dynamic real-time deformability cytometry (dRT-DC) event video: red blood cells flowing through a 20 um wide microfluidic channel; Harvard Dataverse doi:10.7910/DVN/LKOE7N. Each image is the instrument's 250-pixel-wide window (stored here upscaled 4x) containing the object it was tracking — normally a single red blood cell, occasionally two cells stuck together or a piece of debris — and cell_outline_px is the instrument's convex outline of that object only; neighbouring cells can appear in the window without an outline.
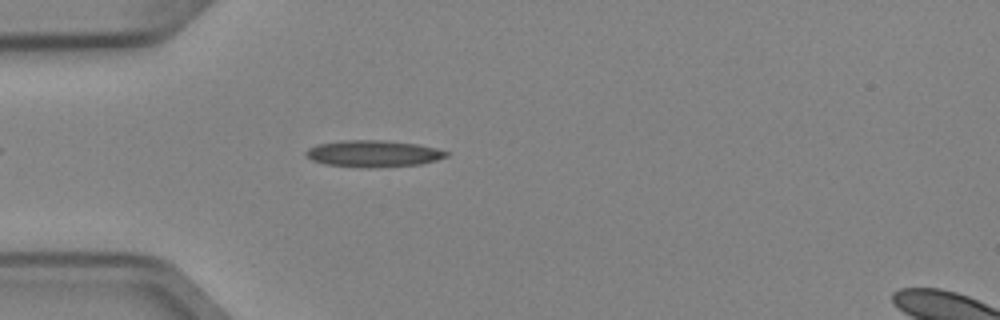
{"species": "Egyptian fruit bat (a non-hibernating species)", "species_latin": "Rousettus aegyptiacus", "temperature_condition": "cold", "stored_images_in_passage": 44, "camera_frame_rate_fps": 3000, "um_per_image_px": 0.085, "animal": {"sex": "female"}, "frame": {"image": 1, "passage_image": 8, "time_ms": 2.333, "image_size_px": [1000, 320], "cell_outline_px": [[448, 156], [436, 160], [420, 164], [372, 168], [360, 168], [324, 164], [312, 160], [304, 152], [308, 148], [316, 144], [344, 140], [380, 140], [416, 144], [436, 148], [448, 152]], "centroid_in_image_um": [31.69, 13.06], "position_along_channel_um": 53.3, "area_um2": 21.85}}
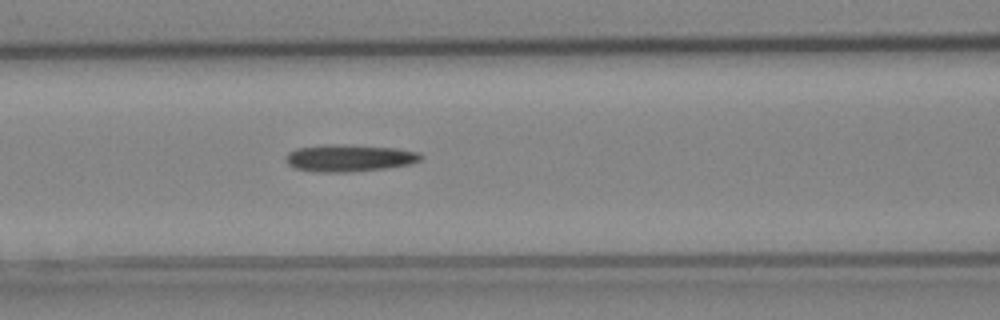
{"frame": {"image": 2, "passage_image": 15, "time_ms": 4.667, "image_size_px": [1000, 320], "cell_outline_px": [[424, 156], [420, 160], [408, 164], [384, 168], [344, 172], [320, 172], [296, 168], [288, 164], [288, 152], [296, 148], [328, 144], [344, 144], [396, 148], [420, 152]], "centroid_in_image_um": [29.71, 13.41], "position_along_channel_um": 136.9, "area_um2": 21.04}}
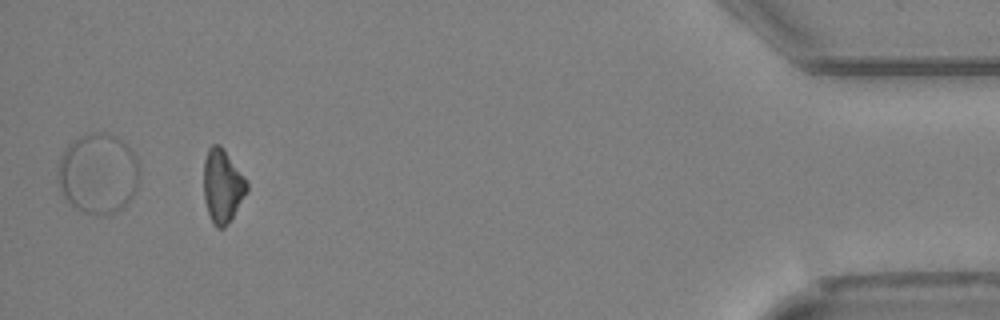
{"frame": {"image": 3, "passage_image": 41, "time_ms": 13.333, "image_size_px": [1000, 320], "cell_outline_px": [[248, 192], [224, 228], [216, 228], [212, 224], [204, 200], [204, 160], [208, 148], [212, 144], [220, 144], [224, 148], [248, 180]], "centroid_in_image_um": [18.92, 15.78], "position_along_channel_um": 416.3, "area_um2": 18.73}}